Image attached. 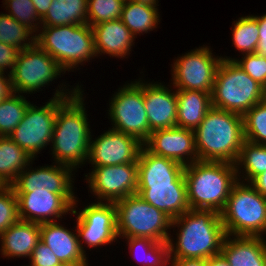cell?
<instances>
[{"label":"cell","instance_id":"cell-1","mask_svg":"<svg viewBox=\"0 0 266 266\" xmlns=\"http://www.w3.org/2000/svg\"><path fill=\"white\" fill-rule=\"evenodd\" d=\"M82 88L71 97H57V114L49 147L54 163L69 166L75 172L87 162L92 134Z\"/></svg>","mask_w":266,"mask_h":266},{"label":"cell","instance_id":"cell-2","mask_svg":"<svg viewBox=\"0 0 266 266\" xmlns=\"http://www.w3.org/2000/svg\"><path fill=\"white\" fill-rule=\"evenodd\" d=\"M171 229L177 231V238L168 240L169 260L208 259L221 254L226 232L221 214L215 210L190 209L172 220Z\"/></svg>","mask_w":266,"mask_h":266},{"label":"cell","instance_id":"cell-3","mask_svg":"<svg viewBox=\"0 0 266 266\" xmlns=\"http://www.w3.org/2000/svg\"><path fill=\"white\" fill-rule=\"evenodd\" d=\"M194 133L198 160L235 164L245 141L243 116L212 107Z\"/></svg>","mask_w":266,"mask_h":266},{"label":"cell","instance_id":"cell-4","mask_svg":"<svg viewBox=\"0 0 266 266\" xmlns=\"http://www.w3.org/2000/svg\"><path fill=\"white\" fill-rule=\"evenodd\" d=\"M190 209H212L221 213L233 185L238 181L235 164L197 160L184 167Z\"/></svg>","mask_w":266,"mask_h":266},{"label":"cell","instance_id":"cell-5","mask_svg":"<svg viewBox=\"0 0 266 266\" xmlns=\"http://www.w3.org/2000/svg\"><path fill=\"white\" fill-rule=\"evenodd\" d=\"M35 43L52 56L65 71L74 72L97 58L92 27L87 24L41 26Z\"/></svg>","mask_w":266,"mask_h":266},{"label":"cell","instance_id":"cell-6","mask_svg":"<svg viewBox=\"0 0 266 266\" xmlns=\"http://www.w3.org/2000/svg\"><path fill=\"white\" fill-rule=\"evenodd\" d=\"M212 107L243 116L266 99L263 86L252 79L234 60H221L211 93Z\"/></svg>","mask_w":266,"mask_h":266},{"label":"cell","instance_id":"cell-7","mask_svg":"<svg viewBox=\"0 0 266 266\" xmlns=\"http://www.w3.org/2000/svg\"><path fill=\"white\" fill-rule=\"evenodd\" d=\"M226 235L263 237L266 235V196L252 185L237 181L220 213Z\"/></svg>","mask_w":266,"mask_h":266},{"label":"cell","instance_id":"cell-8","mask_svg":"<svg viewBox=\"0 0 266 266\" xmlns=\"http://www.w3.org/2000/svg\"><path fill=\"white\" fill-rule=\"evenodd\" d=\"M69 86L66 82L58 84L53 97L43 103L45 105L39 107L31 103L25 112L23 120L8 135L12 141L16 142L34 160L38 158L37 155L41 154L40 152L43 149L51 145L57 114V97H71L82 87L79 85V82L75 87L73 85V87L70 86L71 88H69Z\"/></svg>","mask_w":266,"mask_h":266},{"label":"cell","instance_id":"cell-9","mask_svg":"<svg viewBox=\"0 0 266 266\" xmlns=\"http://www.w3.org/2000/svg\"><path fill=\"white\" fill-rule=\"evenodd\" d=\"M118 238H149L168 242L172 219L138 194L115 202Z\"/></svg>","mask_w":266,"mask_h":266},{"label":"cell","instance_id":"cell-10","mask_svg":"<svg viewBox=\"0 0 266 266\" xmlns=\"http://www.w3.org/2000/svg\"><path fill=\"white\" fill-rule=\"evenodd\" d=\"M109 99L108 119L112 129L136 138L144 144L152 132L143 98V79L120 86Z\"/></svg>","mask_w":266,"mask_h":266},{"label":"cell","instance_id":"cell-11","mask_svg":"<svg viewBox=\"0 0 266 266\" xmlns=\"http://www.w3.org/2000/svg\"><path fill=\"white\" fill-rule=\"evenodd\" d=\"M63 74L65 71L58 62L35 43L32 47L19 51L10 74L11 88L14 93L35 94Z\"/></svg>","mask_w":266,"mask_h":266},{"label":"cell","instance_id":"cell-12","mask_svg":"<svg viewBox=\"0 0 266 266\" xmlns=\"http://www.w3.org/2000/svg\"><path fill=\"white\" fill-rule=\"evenodd\" d=\"M78 199L77 197L71 215H76L74 221L82 251L88 256L86 248L91 251L93 248H103L102 246H110L118 241L115 203L89 202V205L78 211Z\"/></svg>","mask_w":266,"mask_h":266},{"label":"cell","instance_id":"cell-13","mask_svg":"<svg viewBox=\"0 0 266 266\" xmlns=\"http://www.w3.org/2000/svg\"><path fill=\"white\" fill-rule=\"evenodd\" d=\"M210 46L203 45L178 56L171 64V85L176 90L212 93L215 74L222 56L213 55Z\"/></svg>","mask_w":266,"mask_h":266},{"label":"cell","instance_id":"cell-14","mask_svg":"<svg viewBox=\"0 0 266 266\" xmlns=\"http://www.w3.org/2000/svg\"><path fill=\"white\" fill-rule=\"evenodd\" d=\"M85 174L88 193L96 198L97 202H113L137 194L138 162L91 167Z\"/></svg>","mask_w":266,"mask_h":266},{"label":"cell","instance_id":"cell-15","mask_svg":"<svg viewBox=\"0 0 266 266\" xmlns=\"http://www.w3.org/2000/svg\"><path fill=\"white\" fill-rule=\"evenodd\" d=\"M18 213L22 221L45 223L62 221L77 199L75 193H53L47 189L34 190L28 193H16ZM60 218V219H59Z\"/></svg>","mask_w":266,"mask_h":266},{"label":"cell","instance_id":"cell-16","mask_svg":"<svg viewBox=\"0 0 266 266\" xmlns=\"http://www.w3.org/2000/svg\"><path fill=\"white\" fill-rule=\"evenodd\" d=\"M100 136L91 135L87 164L91 167L135 163L143 146L136 138L109 127Z\"/></svg>","mask_w":266,"mask_h":266},{"label":"cell","instance_id":"cell-17","mask_svg":"<svg viewBox=\"0 0 266 266\" xmlns=\"http://www.w3.org/2000/svg\"><path fill=\"white\" fill-rule=\"evenodd\" d=\"M33 161L34 159L11 184L15 193H28L45 188L53 193H75L73 185L76 173L73 168L53 162L52 165L34 169L31 166Z\"/></svg>","mask_w":266,"mask_h":266},{"label":"cell","instance_id":"cell-18","mask_svg":"<svg viewBox=\"0 0 266 266\" xmlns=\"http://www.w3.org/2000/svg\"><path fill=\"white\" fill-rule=\"evenodd\" d=\"M143 146L151 153L186 166L198 160L194 130L172 127L154 130Z\"/></svg>","mask_w":266,"mask_h":266},{"label":"cell","instance_id":"cell-19","mask_svg":"<svg viewBox=\"0 0 266 266\" xmlns=\"http://www.w3.org/2000/svg\"><path fill=\"white\" fill-rule=\"evenodd\" d=\"M148 82L143 80V98L150 130L175 127L177 120L176 89L171 83L167 85L165 82H154V80Z\"/></svg>","mask_w":266,"mask_h":266},{"label":"cell","instance_id":"cell-20","mask_svg":"<svg viewBox=\"0 0 266 266\" xmlns=\"http://www.w3.org/2000/svg\"><path fill=\"white\" fill-rule=\"evenodd\" d=\"M73 229H67L58 221L41 223V241L52 250L63 265L89 266L88 257L81 249L75 225Z\"/></svg>","mask_w":266,"mask_h":266},{"label":"cell","instance_id":"cell-21","mask_svg":"<svg viewBox=\"0 0 266 266\" xmlns=\"http://www.w3.org/2000/svg\"><path fill=\"white\" fill-rule=\"evenodd\" d=\"M137 194L172 220L190 210L186 183L138 184Z\"/></svg>","mask_w":266,"mask_h":266},{"label":"cell","instance_id":"cell-22","mask_svg":"<svg viewBox=\"0 0 266 266\" xmlns=\"http://www.w3.org/2000/svg\"><path fill=\"white\" fill-rule=\"evenodd\" d=\"M91 27L97 57L107 54L123 60L130 56L136 37L120 19L101 22Z\"/></svg>","mask_w":266,"mask_h":266},{"label":"cell","instance_id":"cell-23","mask_svg":"<svg viewBox=\"0 0 266 266\" xmlns=\"http://www.w3.org/2000/svg\"><path fill=\"white\" fill-rule=\"evenodd\" d=\"M138 184L186 183L184 165L155 155L142 146L138 156Z\"/></svg>","mask_w":266,"mask_h":266},{"label":"cell","instance_id":"cell-24","mask_svg":"<svg viewBox=\"0 0 266 266\" xmlns=\"http://www.w3.org/2000/svg\"><path fill=\"white\" fill-rule=\"evenodd\" d=\"M40 240L39 223L19 220L0 235V253L6 259H29Z\"/></svg>","mask_w":266,"mask_h":266},{"label":"cell","instance_id":"cell-25","mask_svg":"<svg viewBox=\"0 0 266 266\" xmlns=\"http://www.w3.org/2000/svg\"><path fill=\"white\" fill-rule=\"evenodd\" d=\"M221 254L231 266H266V239L226 235Z\"/></svg>","mask_w":266,"mask_h":266},{"label":"cell","instance_id":"cell-26","mask_svg":"<svg viewBox=\"0 0 266 266\" xmlns=\"http://www.w3.org/2000/svg\"><path fill=\"white\" fill-rule=\"evenodd\" d=\"M176 126L195 130L212 108L211 93L192 90H176Z\"/></svg>","mask_w":266,"mask_h":266},{"label":"cell","instance_id":"cell-27","mask_svg":"<svg viewBox=\"0 0 266 266\" xmlns=\"http://www.w3.org/2000/svg\"><path fill=\"white\" fill-rule=\"evenodd\" d=\"M160 12L157 6H149L126 0L120 20L137 38L156 29L160 24Z\"/></svg>","mask_w":266,"mask_h":266},{"label":"cell","instance_id":"cell-28","mask_svg":"<svg viewBox=\"0 0 266 266\" xmlns=\"http://www.w3.org/2000/svg\"><path fill=\"white\" fill-rule=\"evenodd\" d=\"M33 159L8 136H0V182L11 185Z\"/></svg>","mask_w":266,"mask_h":266},{"label":"cell","instance_id":"cell-29","mask_svg":"<svg viewBox=\"0 0 266 266\" xmlns=\"http://www.w3.org/2000/svg\"><path fill=\"white\" fill-rule=\"evenodd\" d=\"M88 0H53L41 26L87 24Z\"/></svg>","mask_w":266,"mask_h":266},{"label":"cell","instance_id":"cell-30","mask_svg":"<svg viewBox=\"0 0 266 266\" xmlns=\"http://www.w3.org/2000/svg\"><path fill=\"white\" fill-rule=\"evenodd\" d=\"M119 239L127 241L130 256L142 266H170L168 242L140 237Z\"/></svg>","mask_w":266,"mask_h":266},{"label":"cell","instance_id":"cell-31","mask_svg":"<svg viewBox=\"0 0 266 266\" xmlns=\"http://www.w3.org/2000/svg\"><path fill=\"white\" fill-rule=\"evenodd\" d=\"M235 167L237 179L250 183L256 176L266 171V145L245 140Z\"/></svg>","mask_w":266,"mask_h":266},{"label":"cell","instance_id":"cell-32","mask_svg":"<svg viewBox=\"0 0 266 266\" xmlns=\"http://www.w3.org/2000/svg\"><path fill=\"white\" fill-rule=\"evenodd\" d=\"M232 44L241 54L255 53L259 43V27L257 19L251 14L241 16L233 22Z\"/></svg>","mask_w":266,"mask_h":266},{"label":"cell","instance_id":"cell-33","mask_svg":"<svg viewBox=\"0 0 266 266\" xmlns=\"http://www.w3.org/2000/svg\"><path fill=\"white\" fill-rule=\"evenodd\" d=\"M23 94L12 92L0 103V136H8L23 120L31 104Z\"/></svg>","mask_w":266,"mask_h":266},{"label":"cell","instance_id":"cell-34","mask_svg":"<svg viewBox=\"0 0 266 266\" xmlns=\"http://www.w3.org/2000/svg\"><path fill=\"white\" fill-rule=\"evenodd\" d=\"M36 35L10 15L0 13V42L15 46L20 51L35 44Z\"/></svg>","mask_w":266,"mask_h":266},{"label":"cell","instance_id":"cell-35","mask_svg":"<svg viewBox=\"0 0 266 266\" xmlns=\"http://www.w3.org/2000/svg\"><path fill=\"white\" fill-rule=\"evenodd\" d=\"M244 139L266 145V99L243 115Z\"/></svg>","mask_w":266,"mask_h":266},{"label":"cell","instance_id":"cell-36","mask_svg":"<svg viewBox=\"0 0 266 266\" xmlns=\"http://www.w3.org/2000/svg\"><path fill=\"white\" fill-rule=\"evenodd\" d=\"M126 0H88L87 23L90 26L101 22L118 20Z\"/></svg>","mask_w":266,"mask_h":266},{"label":"cell","instance_id":"cell-37","mask_svg":"<svg viewBox=\"0 0 266 266\" xmlns=\"http://www.w3.org/2000/svg\"><path fill=\"white\" fill-rule=\"evenodd\" d=\"M2 3L6 12L8 11L7 15L29 28L35 35L38 33L41 19L31 0H3Z\"/></svg>","mask_w":266,"mask_h":266},{"label":"cell","instance_id":"cell-38","mask_svg":"<svg viewBox=\"0 0 266 266\" xmlns=\"http://www.w3.org/2000/svg\"><path fill=\"white\" fill-rule=\"evenodd\" d=\"M20 220L18 200L11 185L0 189V235Z\"/></svg>","mask_w":266,"mask_h":266},{"label":"cell","instance_id":"cell-39","mask_svg":"<svg viewBox=\"0 0 266 266\" xmlns=\"http://www.w3.org/2000/svg\"><path fill=\"white\" fill-rule=\"evenodd\" d=\"M223 60H234L252 79L264 86L266 82V57L256 53L243 54L242 58L222 56Z\"/></svg>","mask_w":266,"mask_h":266},{"label":"cell","instance_id":"cell-40","mask_svg":"<svg viewBox=\"0 0 266 266\" xmlns=\"http://www.w3.org/2000/svg\"><path fill=\"white\" fill-rule=\"evenodd\" d=\"M28 264L30 265L26 266H63V264L54 255L52 250L48 246H46L41 240L33 249Z\"/></svg>","mask_w":266,"mask_h":266},{"label":"cell","instance_id":"cell-41","mask_svg":"<svg viewBox=\"0 0 266 266\" xmlns=\"http://www.w3.org/2000/svg\"><path fill=\"white\" fill-rule=\"evenodd\" d=\"M19 51L15 46L0 42V72L12 73Z\"/></svg>","mask_w":266,"mask_h":266},{"label":"cell","instance_id":"cell-42","mask_svg":"<svg viewBox=\"0 0 266 266\" xmlns=\"http://www.w3.org/2000/svg\"><path fill=\"white\" fill-rule=\"evenodd\" d=\"M258 21L259 27V43L256 54L266 57V13L262 15H253Z\"/></svg>","mask_w":266,"mask_h":266},{"label":"cell","instance_id":"cell-43","mask_svg":"<svg viewBox=\"0 0 266 266\" xmlns=\"http://www.w3.org/2000/svg\"><path fill=\"white\" fill-rule=\"evenodd\" d=\"M12 92L10 75L0 72V103Z\"/></svg>","mask_w":266,"mask_h":266},{"label":"cell","instance_id":"cell-44","mask_svg":"<svg viewBox=\"0 0 266 266\" xmlns=\"http://www.w3.org/2000/svg\"><path fill=\"white\" fill-rule=\"evenodd\" d=\"M170 266H207V259L170 260Z\"/></svg>","mask_w":266,"mask_h":266},{"label":"cell","instance_id":"cell-45","mask_svg":"<svg viewBox=\"0 0 266 266\" xmlns=\"http://www.w3.org/2000/svg\"><path fill=\"white\" fill-rule=\"evenodd\" d=\"M249 184L261 195L266 196V171L256 176Z\"/></svg>","mask_w":266,"mask_h":266},{"label":"cell","instance_id":"cell-46","mask_svg":"<svg viewBox=\"0 0 266 266\" xmlns=\"http://www.w3.org/2000/svg\"><path fill=\"white\" fill-rule=\"evenodd\" d=\"M31 1L34 4L38 17L42 19L48 12V9L50 8V5L53 0H31Z\"/></svg>","mask_w":266,"mask_h":266},{"label":"cell","instance_id":"cell-47","mask_svg":"<svg viewBox=\"0 0 266 266\" xmlns=\"http://www.w3.org/2000/svg\"><path fill=\"white\" fill-rule=\"evenodd\" d=\"M207 266H231L222 254L207 259Z\"/></svg>","mask_w":266,"mask_h":266},{"label":"cell","instance_id":"cell-48","mask_svg":"<svg viewBox=\"0 0 266 266\" xmlns=\"http://www.w3.org/2000/svg\"><path fill=\"white\" fill-rule=\"evenodd\" d=\"M131 2H137V3H141V4H146L149 6H159V1L158 0H128Z\"/></svg>","mask_w":266,"mask_h":266},{"label":"cell","instance_id":"cell-49","mask_svg":"<svg viewBox=\"0 0 266 266\" xmlns=\"http://www.w3.org/2000/svg\"><path fill=\"white\" fill-rule=\"evenodd\" d=\"M263 91H264V94H265V97H266V82H265V84L263 86Z\"/></svg>","mask_w":266,"mask_h":266},{"label":"cell","instance_id":"cell-50","mask_svg":"<svg viewBox=\"0 0 266 266\" xmlns=\"http://www.w3.org/2000/svg\"><path fill=\"white\" fill-rule=\"evenodd\" d=\"M4 185L0 182V189L3 187Z\"/></svg>","mask_w":266,"mask_h":266}]
</instances>
